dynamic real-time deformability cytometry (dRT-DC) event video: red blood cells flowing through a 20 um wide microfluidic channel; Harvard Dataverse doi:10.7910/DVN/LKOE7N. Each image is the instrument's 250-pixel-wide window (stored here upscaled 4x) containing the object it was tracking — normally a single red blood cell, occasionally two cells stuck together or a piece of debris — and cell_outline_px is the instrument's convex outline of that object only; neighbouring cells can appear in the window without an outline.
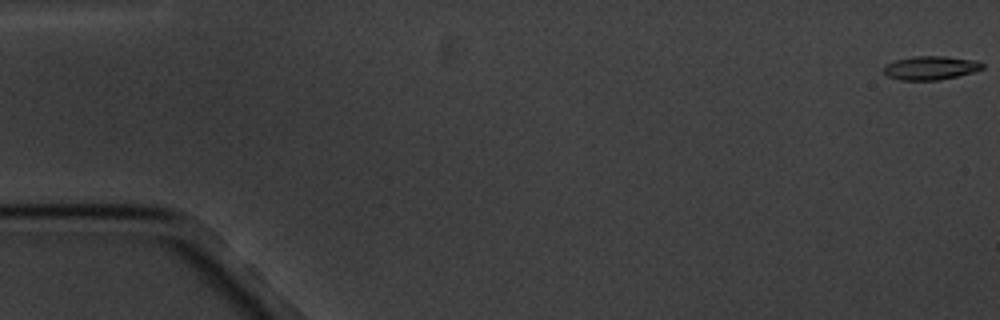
{"species": "common noctule bat (a hibernating species)", "species_latin": "Nyctalus noctula", "temperature_condition": "cold", "stored_images_in_passage": 7, "camera_frame_rate_fps": 3000, "um_per_image_px": 0.085, "animal": {"sex": "male", "body_mass_g": 20.1, "forearm_length_mm": 53.5}, "frame": {"image": 1, "passage_image": 1, "time_ms": 0.0, "image_size_px": [1000, 320], "cell_outline_px": [[984, 68], [972, 72], [940, 80], [900, 80], [888, 76], [884, 72], [884, 68], [888, 64], [896, 60], [916, 56], [944, 56], [976, 60], [984, 64]], "centroid_in_image_um": [79.13, 5.77], "position_along_channel_um": 5.9, "area_um2": 13.47}}
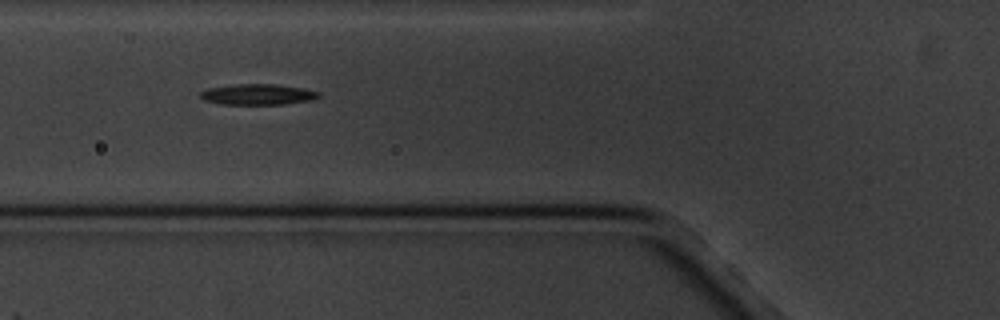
{"frame": {"image": 2, "passage_image": 6, "time_ms": 7.0, "image_size_px": [1000, 320], "cell_outline_px": [[320, 96], [312, 100], [284, 104], [220, 104], [204, 100], [200, 96], [200, 92], [208, 88], [236, 84], [276, 84], [304, 88], [320, 92]], "centroid_in_image_um": [21.93, 8.02], "position_along_channel_um": 103.9, "area_um2": 14.33}}
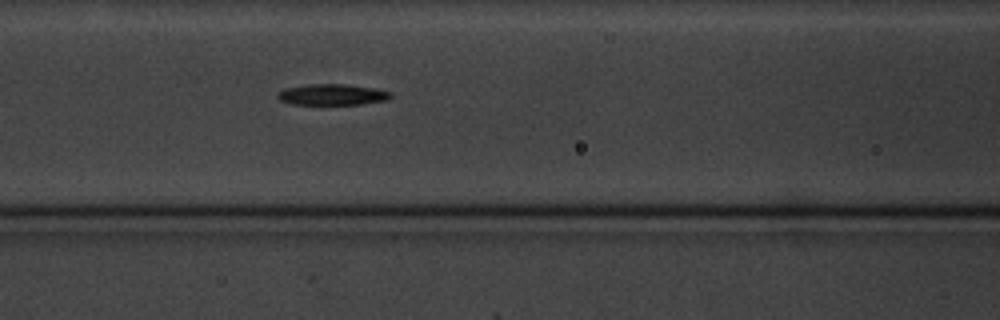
{"frame": {"image": 3, "passage_image": 7, "time_ms": 8.0, "image_size_px": [1000, 320], "cell_outline_px": [[392, 96], [388, 100], [364, 104], [292, 104], [280, 100], [276, 96], [284, 88], [304, 84], [344, 84], [376, 88], [392, 92]], "centroid_in_image_um": [28.27, 8.03], "position_along_channel_um": 138.3, "area_um2": 13.99}}